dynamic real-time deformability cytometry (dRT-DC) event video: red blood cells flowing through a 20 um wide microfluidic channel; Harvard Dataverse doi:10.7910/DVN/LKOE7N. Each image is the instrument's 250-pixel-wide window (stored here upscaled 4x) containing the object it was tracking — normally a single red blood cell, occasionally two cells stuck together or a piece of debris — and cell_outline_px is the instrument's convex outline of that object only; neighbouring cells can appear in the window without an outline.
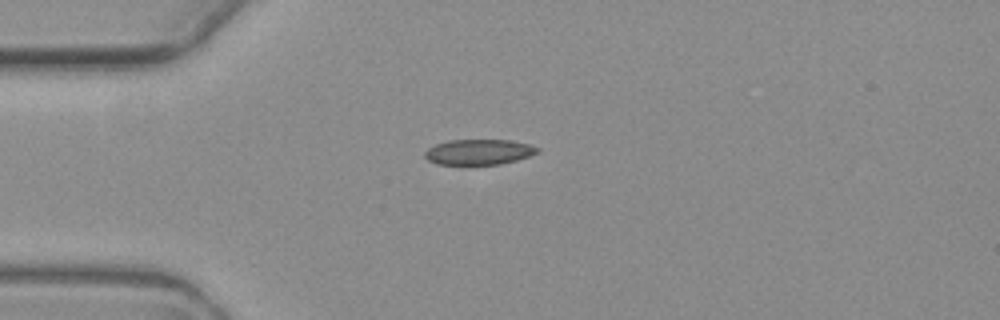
{"species": "common noctule bat (a hibernating species)", "species_latin": "Nyctalus noctula", "temperature_condition": "warm", "stored_images_in_passage": 5, "camera_frame_rate_fps": 3000, "um_per_image_px": 0.085, "animal": {"sex": "female", "body_mass_g": 19.3, "forearm_length_mm": 54.1}, "frame": {"image": 1, "passage_image": 1, "time_ms": 0.0, "image_size_px": [1000, 320], "cell_outline_px": [[540, 152], [516, 160], [500, 164], [436, 164], [428, 160], [424, 156], [424, 152], [428, 148], [436, 144], [448, 140], [512, 140], [528, 144], [540, 148]], "centroid_in_image_um": [40.7, 12.91], "position_along_channel_um": 44.3, "area_um2": 16.65}}
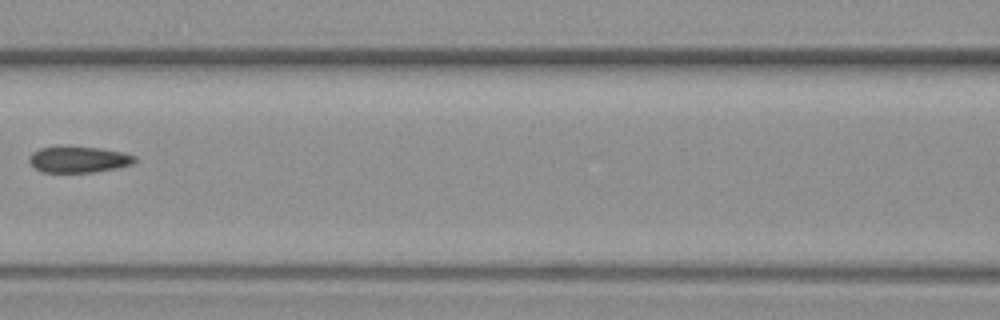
{"frame": {"image": 2, "passage_image": 4, "time_ms": 3.667, "image_size_px": [1000, 320], "cell_outline_px": [[136, 160], [132, 164], [116, 168], [92, 172], [40, 172], [28, 160], [28, 156], [32, 152], [40, 148], [100, 148], [120, 152], [136, 156]], "centroid_in_image_um": [6.67, 13.58], "position_along_channel_um": 159.9, "area_um2": 15.61}}
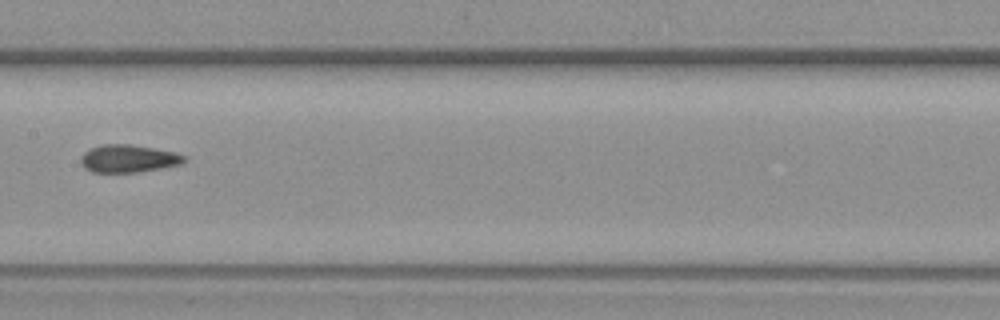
{"frame": {"image": 3, "passage_image": 5, "time_ms": 4.667, "image_size_px": [1000, 320], "cell_outline_px": [[188, 160], [180, 164], [160, 168], [136, 172], [92, 172], [84, 168], [80, 164], [80, 156], [84, 152], [92, 148], [104, 144], [128, 144], [176, 152], [184, 156]], "centroid_in_image_um": [10.88, 13.48], "position_along_channel_um": 196.5, "area_um2": 16.59}}